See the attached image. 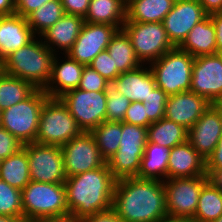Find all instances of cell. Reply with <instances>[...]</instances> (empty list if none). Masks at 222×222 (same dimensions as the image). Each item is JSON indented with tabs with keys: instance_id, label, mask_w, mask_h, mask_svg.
I'll return each mask as SVG.
<instances>
[{
	"instance_id": "cell-1",
	"label": "cell",
	"mask_w": 222,
	"mask_h": 222,
	"mask_svg": "<svg viewBox=\"0 0 222 222\" xmlns=\"http://www.w3.org/2000/svg\"><path fill=\"white\" fill-rule=\"evenodd\" d=\"M112 208L124 222H157L167 216L163 181L125 177L115 183Z\"/></svg>"
},
{
	"instance_id": "cell-2",
	"label": "cell",
	"mask_w": 222,
	"mask_h": 222,
	"mask_svg": "<svg viewBox=\"0 0 222 222\" xmlns=\"http://www.w3.org/2000/svg\"><path fill=\"white\" fill-rule=\"evenodd\" d=\"M116 181L107 163L100 168L67 177L64 185L69 220L80 222L87 216L112 208Z\"/></svg>"
},
{
	"instance_id": "cell-3",
	"label": "cell",
	"mask_w": 222,
	"mask_h": 222,
	"mask_svg": "<svg viewBox=\"0 0 222 222\" xmlns=\"http://www.w3.org/2000/svg\"><path fill=\"white\" fill-rule=\"evenodd\" d=\"M55 54L36 36L27 45L11 53L0 63L5 74L26 80L36 89H44L50 79Z\"/></svg>"
},
{
	"instance_id": "cell-4",
	"label": "cell",
	"mask_w": 222,
	"mask_h": 222,
	"mask_svg": "<svg viewBox=\"0 0 222 222\" xmlns=\"http://www.w3.org/2000/svg\"><path fill=\"white\" fill-rule=\"evenodd\" d=\"M24 217H55L70 219L64 183L30 181L21 190Z\"/></svg>"
},
{
	"instance_id": "cell-5",
	"label": "cell",
	"mask_w": 222,
	"mask_h": 222,
	"mask_svg": "<svg viewBox=\"0 0 222 222\" xmlns=\"http://www.w3.org/2000/svg\"><path fill=\"white\" fill-rule=\"evenodd\" d=\"M48 98L43 89H36L28 98L2 111L1 127L22 145L35 142L42 107Z\"/></svg>"
},
{
	"instance_id": "cell-6",
	"label": "cell",
	"mask_w": 222,
	"mask_h": 222,
	"mask_svg": "<svg viewBox=\"0 0 222 222\" xmlns=\"http://www.w3.org/2000/svg\"><path fill=\"white\" fill-rule=\"evenodd\" d=\"M195 57L174 47L149 64L156 86L168 96L190 91Z\"/></svg>"
},
{
	"instance_id": "cell-7",
	"label": "cell",
	"mask_w": 222,
	"mask_h": 222,
	"mask_svg": "<svg viewBox=\"0 0 222 222\" xmlns=\"http://www.w3.org/2000/svg\"><path fill=\"white\" fill-rule=\"evenodd\" d=\"M82 133L76 120L59 98H48L43 104L36 143L62 146Z\"/></svg>"
},
{
	"instance_id": "cell-8",
	"label": "cell",
	"mask_w": 222,
	"mask_h": 222,
	"mask_svg": "<svg viewBox=\"0 0 222 222\" xmlns=\"http://www.w3.org/2000/svg\"><path fill=\"white\" fill-rule=\"evenodd\" d=\"M147 137V128L122 122L119 149L106 161L111 174L117 180L138 175Z\"/></svg>"
},
{
	"instance_id": "cell-9",
	"label": "cell",
	"mask_w": 222,
	"mask_h": 222,
	"mask_svg": "<svg viewBox=\"0 0 222 222\" xmlns=\"http://www.w3.org/2000/svg\"><path fill=\"white\" fill-rule=\"evenodd\" d=\"M122 29L142 64L148 65L174 48L161 22H125Z\"/></svg>"
},
{
	"instance_id": "cell-10",
	"label": "cell",
	"mask_w": 222,
	"mask_h": 222,
	"mask_svg": "<svg viewBox=\"0 0 222 222\" xmlns=\"http://www.w3.org/2000/svg\"><path fill=\"white\" fill-rule=\"evenodd\" d=\"M59 99L70 111L82 132H91L106 121L105 91H85L77 88L66 92Z\"/></svg>"
},
{
	"instance_id": "cell-11",
	"label": "cell",
	"mask_w": 222,
	"mask_h": 222,
	"mask_svg": "<svg viewBox=\"0 0 222 222\" xmlns=\"http://www.w3.org/2000/svg\"><path fill=\"white\" fill-rule=\"evenodd\" d=\"M209 180L207 175L165 180L167 215L193 218L202 187Z\"/></svg>"
},
{
	"instance_id": "cell-12",
	"label": "cell",
	"mask_w": 222,
	"mask_h": 222,
	"mask_svg": "<svg viewBox=\"0 0 222 222\" xmlns=\"http://www.w3.org/2000/svg\"><path fill=\"white\" fill-rule=\"evenodd\" d=\"M22 147L27 153L31 181L65 183L67 176L60 146L33 142Z\"/></svg>"
},
{
	"instance_id": "cell-13",
	"label": "cell",
	"mask_w": 222,
	"mask_h": 222,
	"mask_svg": "<svg viewBox=\"0 0 222 222\" xmlns=\"http://www.w3.org/2000/svg\"><path fill=\"white\" fill-rule=\"evenodd\" d=\"M61 150L67 177L94 170L106 164L90 132H82L63 144Z\"/></svg>"
},
{
	"instance_id": "cell-14",
	"label": "cell",
	"mask_w": 222,
	"mask_h": 222,
	"mask_svg": "<svg viewBox=\"0 0 222 222\" xmlns=\"http://www.w3.org/2000/svg\"><path fill=\"white\" fill-rule=\"evenodd\" d=\"M190 91L211 104L222 102V62L217 54L195 57Z\"/></svg>"
},
{
	"instance_id": "cell-15",
	"label": "cell",
	"mask_w": 222,
	"mask_h": 222,
	"mask_svg": "<svg viewBox=\"0 0 222 222\" xmlns=\"http://www.w3.org/2000/svg\"><path fill=\"white\" fill-rule=\"evenodd\" d=\"M117 30L109 24L84 22L80 34L66 54L78 63L89 65L100 52L106 50Z\"/></svg>"
},
{
	"instance_id": "cell-16",
	"label": "cell",
	"mask_w": 222,
	"mask_h": 222,
	"mask_svg": "<svg viewBox=\"0 0 222 222\" xmlns=\"http://www.w3.org/2000/svg\"><path fill=\"white\" fill-rule=\"evenodd\" d=\"M206 16L198 0H175L172 10L162 22L172 45L178 47L192 28Z\"/></svg>"
},
{
	"instance_id": "cell-17",
	"label": "cell",
	"mask_w": 222,
	"mask_h": 222,
	"mask_svg": "<svg viewBox=\"0 0 222 222\" xmlns=\"http://www.w3.org/2000/svg\"><path fill=\"white\" fill-rule=\"evenodd\" d=\"M221 137L222 123L220 111L211 104L188 130L187 141L207 161L213 154Z\"/></svg>"
},
{
	"instance_id": "cell-18",
	"label": "cell",
	"mask_w": 222,
	"mask_h": 222,
	"mask_svg": "<svg viewBox=\"0 0 222 222\" xmlns=\"http://www.w3.org/2000/svg\"><path fill=\"white\" fill-rule=\"evenodd\" d=\"M210 105L204 97L192 91L170 95L166 101L164 118L189 130Z\"/></svg>"
},
{
	"instance_id": "cell-19",
	"label": "cell",
	"mask_w": 222,
	"mask_h": 222,
	"mask_svg": "<svg viewBox=\"0 0 222 222\" xmlns=\"http://www.w3.org/2000/svg\"><path fill=\"white\" fill-rule=\"evenodd\" d=\"M59 56V54L54 56L51 76L43 89L49 98H59L66 92L77 89L85 66L71 59L67 54H64L63 58Z\"/></svg>"
},
{
	"instance_id": "cell-20",
	"label": "cell",
	"mask_w": 222,
	"mask_h": 222,
	"mask_svg": "<svg viewBox=\"0 0 222 222\" xmlns=\"http://www.w3.org/2000/svg\"><path fill=\"white\" fill-rule=\"evenodd\" d=\"M114 87L131 102L147 100L157 87L154 74L148 64L121 73L113 82Z\"/></svg>"
},
{
	"instance_id": "cell-21",
	"label": "cell",
	"mask_w": 222,
	"mask_h": 222,
	"mask_svg": "<svg viewBox=\"0 0 222 222\" xmlns=\"http://www.w3.org/2000/svg\"><path fill=\"white\" fill-rule=\"evenodd\" d=\"M35 37L27 18L18 14L4 15L0 23V63Z\"/></svg>"
},
{
	"instance_id": "cell-22",
	"label": "cell",
	"mask_w": 222,
	"mask_h": 222,
	"mask_svg": "<svg viewBox=\"0 0 222 222\" xmlns=\"http://www.w3.org/2000/svg\"><path fill=\"white\" fill-rule=\"evenodd\" d=\"M83 24V17L64 14L53 26L44 31L40 38L54 54L60 52L64 55L76 41Z\"/></svg>"
},
{
	"instance_id": "cell-23",
	"label": "cell",
	"mask_w": 222,
	"mask_h": 222,
	"mask_svg": "<svg viewBox=\"0 0 222 222\" xmlns=\"http://www.w3.org/2000/svg\"><path fill=\"white\" fill-rule=\"evenodd\" d=\"M206 160L186 141L170 149L168 179L205 176Z\"/></svg>"
},
{
	"instance_id": "cell-24",
	"label": "cell",
	"mask_w": 222,
	"mask_h": 222,
	"mask_svg": "<svg viewBox=\"0 0 222 222\" xmlns=\"http://www.w3.org/2000/svg\"><path fill=\"white\" fill-rule=\"evenodd\" d=\"M178 48L188 52L193 57L216 54L215 27L210 15H207L192 28Z\"/></svg>"
},
{
	"instance_id": "cell-25",
	"label": "cell",
	"mask_w": 222,
	"mask_h": 222,
	"mask_svg": "<svg viewBox=\"0 0 222 222\" xmlns=\"http://www.w3.org/2000/svg\"><path fill=\"white\" fill-rule=\"evenodd\" d=\"M126 21V4L122 0H90L84 22L101 23L122 29Z\"/></svg>"
},
{
	"instance_id": "cell-26",
	"label": "cell",
	"mask_w": 222,
	"mask_h": 222,
	"mask_svg": "<svg viewBox=\"0 0 222 222\" xmlns=\"http://www.w3.org/2000/svg\"><path fill=\"white\" fill-rule=\"evenodd\" d=\"M170 148L147 143L141 166L136 177L141 179H154L165 181L168 179V159Z\"/></svg>"
},
{
	"instance_id": "cell-27",
	"label": "cell",
	"mask_w": 222,
	"mask_h": 222,
	"mask_svg": "<svg viewBox=\"0 0 222 222\" xmlns=\"http://www.w3.org/2000/svg\"><path fill=\"white\" fill-rule=\"evenodd\" d=\"M175 0H132L126 4L125 22H163Z\"/></svg>"
},
{
	"instance_id": "cell-28",
	"label": "cell",
	"mask_w": 222,
	"mask_h": 222,
	"mask_svg": "<svg viewBox=\"0 0 222 222\" xmlns=\"http://www.w3.org/2000/svg\"><path fill=\"white\" fill-rule=\"evenodd\" d=\"M0 179L20 191L29 184V162L23 147L8 158L0 160Z\"/></svg>"
},
{
	"instance_id": "cell-29",
	"label": "cell",
	"mask_w": 222,
	"mask_h": 222,
	"mask_svg": "<svg viewBox=\"0 0 222 222\" xmlns=\"http://www.w3.org/2000/svg\"><path fill=\"white\" fill-rule=\"evenodd\" d=\"M106 50L120 73L134 70L142 65L135 54L129 36L123 29L116 31Z\"/></svg>"
},
{
	"instance_id": "cell-30",
	"label": "cell",
	"mask_w": 222,
	"mask_h": 222,
	"mask_svg": "<svg viewBox=\"0 0 222 222\" xmlns=\"http://www.w3.org/2000/svg\"><path fill=\"white\" fill-rule=\"evenodd\" d=\"M147 143L173 148L187 141L188 130L166 118L152 122L147 127Z\"/></svg>"
},
{
	"instance_id": "cell-31",
	"label": "cell",
	"mask_w": 222,
	"mask_h": 222,
	"mask_svg": "<svg viewBox=\"0 0 222 222\" xmlns=\"http://www.w3.org/2000/svg\"><path fill=\"white\" fill-rule=\"evenodd\" d=\"M36 88L26 80L0 70V110L3 111L28 98Z\"/></svg>"
},
{
	"instance_id": "cell-32",
	"label": "cell",
	"mask_w": 222,
	"mask_h": 222,
	"mask_svg": "<svg viewBox=\"0 0 222 222\" xmlns=\"http://www.w3.org/2000/svg\"><path fill=\"white\" fill-rule=\"evenodd\" d=\"M222 215V193L210 179L199 195L198 206L193 218L197 222H212Z\"/></svg>"
},
{
	"instance_id": "cell-33",
	"label": "cell",
	"mask_w": 222,
	"mask_h": 222,
	"mask_svg": "<svg viewBox=\"0 0 222 222\" xmlns=\"http://www.w3.org/2000/svg\"><path fill=\"white\" fill-rule=\"evenodd\" d=\"M101 156L107 161L119 149L122 136V122L104 121L90 132Z\"/></svg>"
},
{
	"instance_id": "cell-34",
	"label": "cell",
	"mask_w": 222,
	"mask_h": 222,
	"mask_svg": "<svg viewBox=\"0 0 222 222\" xmlns=\"http://www.w3.org/2000/svg\"><path fill=\"white\" fill-rule=\"evenodd\" d=\"M65 14L60 0H50L32 12L27 21L36 36H40Z\"/></svg>"
},
{
	"instance_id": "cell-35",
	"label": "cell",
	"mask_w": 222,
	"mask_h": 222,
	"mask_svg": "<svg viewBox=\"0 0 222 222\" xmlns=\"http://www.w3.org/2000/svg\"><path fill=\"white\" fill-rule=\"evenodd\" d=\"M0 215L23 218L21 191L0 179Z\"/></svg>"
},
{
	"instance_id": "cell-36",
	"label": "cell",
	"mask_w": 222,
	"mask_h": 222,
	"mask_svg": "<svg viewBox=\"0 0 222 222\" xmlns=\"http://www.w3.org/2000/svg\"><path fill=\"white\" fill-rule=\"evenodd\" d=\"M105 92L107 95L106 121L123 122L131 101L117 91L112 83L107 86Z\"/></svg>"
},
{
	"instance_id": "cell-37",
	"label": "cell",
	"mask_w": 222,
	"mask_h": 222,
	"mask_svg": "<svg viewBox=\"0 0 222 222\" xmlns=\"http://www.w3.org/2000/svg\"><path fill=\"white\" fill-rule=\"evenodd\" d=\"M168 95L161 89L156 87L147 100L143 101L148 115V126L152 122H157L164 118L165 106Z\"/></svg>"
},
{
	"instance_id": "cell-38",
	"label": "cell",
	"mask_w": 222,
	"mask_h": 222,
	"mask_svg": "<svg viewBox=\"0 0 222 222\" xmlns=\"http://www.w3.org/2000/svg\"><path fill=\"white\" fill-rule=\"evenodd\" d=\"M110 82L102 77L91 66L85 65L82 71L78 89L85 91H105Z\"/></svg>"
},
{
	"instance_id": "cell-39",
	"label": "cell",
	"mask_w": 222,
	"mask_h": 222,
	"mask_svg": "<svg viewBox=\"0 0 222 222\" xmlns=\"http://www.w3.org/2000/svg\"><path fill=\"white\" fill-rule=\"evenodd\" d=\"M102 77L112 83L121 73L114 66L112 57L107 50L100 52L89 64Z\"/></svg>"
},
{
	"instance_id": "cell-40",
	"label": "cell",
	"mask_w": 222,
	"mask_h": 222,
	"mask_svg": "<svg viewBox=\"0 0 222 222\" xmlns=\"http://www.w3.org/2000/svg\"><path fill=\"white\" fill-rule=\"evenodd\" d=\"M123 122L147 128L148 115L143 102H131L128 109L126 110Z\"/></svg>"
},
{
	"instance_id": "cell-41",
	"label": "cell",
	"mask_w": 222,
	"mask_h": 222,
	"mask_svg": "<svg viewBox=\"0 0 222 222\" xmlns=\"http://www.w3.org/2000/svg\"><path fill=\"white\" fill-rule=\"evenodd\" d=\"M22 146L11 133L0 127V160H4L16 153Z\"/></svg>"
},
{
	"instance_id": "cell-42",
	"label": "cell",
	"mask_w": 222,
	"mask_h": 222,
	"mask_svg": "<svg viewBox=\"0 0 222 222\" xmlns=\"http://www.w3.org/2000/svg\"><path fill=\"white\" fill-rule=\"evenodd\" d=\"M206 172L209 178L216 173L222 172V137L214 149L213 154L206 161Z\"/></svg>"
},
{
	"instance_id": "cell-43",
	"label": "cell",
	"mask_w": 222,
	"mask_h": 222,
	"mask_svg": "<svg viewBox=\"0 0 222 222\" xmlns=\"http://www.w3.org/2000/svg\"><path fill=\"white\" fill-rule=\"evenodd\" d=\"M65 14L85 17L90 0H60Z\"/></svg>"
},
{
	"instance_id": "cell-44",
	"label": "cell",
	"mask_w": 222,
	"mask_h": 222,
	"mask_svg": "<svg viewBox=\"0 0 222 222\" xmlns=\"http://www.w3.org/2000/svg\"><path fill=\"white\" fill-rule=\"evenodd\" d=\"M50 0H15V14L27 18L32 12Z\"/></svg>"
},
{
	"instance_id": "cell-45",
	"label": "cell",
	"mask_w": 222,
	"mask_h": 222,
	"mask_svg": "<svg viewBox=\"0 0 222 222\" xmlns=\"http://www.w3.org/2000/svg\"><path fill=\"white\" fill-rule=\"evenodd\" d=\"M80 222H124L113 208L94 213L85 217Z\"/></svg>"
},
{
	"instance_id": "cell-46",
	"label": "cell",
	"mask_w": 222,
	"mask_h": 222,
	"mask_svg": "<svg viewBox=\"0 0 222 222\" xmlns=\"http://www.w3.org/2000/svg\"><path fill=\"white\" fill-rule=\"evenodd\" d=\"M211 21L215 27L217 51L222 50V12L210 15Z\"/></svg>"
},
{
	"instance_id": "cell-47",
	"label": "cell",
	"mask_w": 222,
	"mask_h": 222,
	"mask_svg": "<svg viewBox=\"0 0 222 222\" xmlns=\"http://www.w3.org/2000/svg\"><path fill=\"white\" fill-rule=\"evenodd\" d=\"M198 2L207 15L222 12V0H198Z\"/></svg>"
},
{
	"instance_id": "cell-48",
	"label": "cell",
	"mask_w": 222,
	"mask_h": 222,
	"mask_svg": "<svg viewBox=\"0 0 222 222\" xmlns=\"http://www.w3.org/2000/svg\"><path fill=\"white\" fill-rule=\"evenodd\" d=\"M0 14H15V0H0Z\"/></svg>"
},
{
	"instance_id": "cell-49",
	"label": "cell",
	"mask_w": 222,
	"mask_h": 222,
	"mask_svg": "<svg viewBox=\"0 0 222 222\" xmlns=\"http://www.w3.org/2000/svg\"><path fill=\"white\" fill-rule=\"evenodd\" d=\"M65 220L55 217H24L22 222H64Z\"/></svg>"
},
{
	"instance_id": "cell-50",
	"label": "cell",
	"mask_w": 222,
	"mask_h": 222,
	"mask_svg": "<svg viewBox=\"0 0 222 222\" xmlns=\"http://www.w3.org/2000/svg\"><path fill=\"white\" fill-rule=\"evenodd\" d=\"M157 222H197L194 218L165 216Z\"/></svg>"
},
{
	"instance_id": "cell-51",
	"label": "cell",
	"mask_w": 222,
	"mask_h": 222,
	"mask_svg": "<svg viewBox=\"0 0 222 222\" xmlns=\"http://www.w3.org/2000/svg\"><path fill=\"white\" fill-rule=\"evenodd\" d=\"M210 179L220 189L222 193V172L214 174Z\"/></svg>"
},
{
	"instance_id": "cell-52",
	"label": "cell",
	"mask_w": 222,
	"mask_h": 222,
	"mask_svg": "<svg viewBox=\"0 0 222 222\" xmlns=\"http://www.w3.org/2000/svg\"><path fill=\"white\" fill-rule=\"evenodd\" d=\"M0 222H22V219L6 215H0Z\"/></svg>"
},
{
	"instance_id": "cell-53",
	"label": "cell",
	"mask_w": 222,
	"mask_h": 222,
	"mask_svg": "<svg viewBox=\"0 0 222 222\" xmlns=\"http://www.w3.org/2000/svg\"><path fill=\"white\" fill-rule=\"evenodd\" d=\"M213 105L220 111L221 123H222V102H219Z\"/></svg>"
},
{
	"instance_id": "cell-54",
	"label": "cell",
	"mask_w": 222,
	"mask_h": 222,
	"mask_svg": "<svg viewBox=\"0 0 222 222\" xmlns=\"http://www.w3.org/2000/svg\"><path fill=\"white\" fill-rule=\"evenodd\" d=\"M216 54L219 56V58L221 59V62H222V50L217 51Z\"/></svg>"
},
{
	"instance_id": "cell-55",
	"label": "cell",
	"mask_w": 222,
	"mask_h": 222,
	"mask_svg": "<svg viewBox=\"0 0 222 222\" xmlns=\"http://www.w3.org/2000/svg\"><path fill=\"white\" fill-rule=\"evenodd\" d=\"M212 222H222V215L218 219L213 220Z\"/></svg>"
},
{
	"instance_id": "cell-56",
	"label": "cell",
	"mask_w": 222,
	"mask_h": 222,
	"mask_svg": "<svg viewBox=\"0 0 222 222\" xmlns=\"http://www.w3.org/2000/svg\"><path fill=\"white\" fill-rule=\"evenodd\" d=\"M125 4H128L132 0H122Z\"/></svg>"
},
{
	"instance_id": "cell-57",
	"label": "cell",
	"mask_w": 222,
	"mask_h": 222,
	"mask_svg": "<svg viewBox=\"0 0 222 222\" xmlns=\"http://www.w3.org/2000/svg\"><path fill=\"white\" fill-rule=\"evenodd\" d=\"M1 113H2V111L0 110V127H1V120H2Z\"/></svg>"
},
{
	"instance_id": "cell-58",
	"label": "cell",
	"mask_w": 222,
	"mask_h": 222,
	"mask_svg": "<svg viewBox=\"0 0 222 222\" xmlns=\"http://www.w3.org/2000/svg\"><path fill=\"white\" fill-rule=\"evenodd\" d=\"M4 15H2V14H0V23H1V20H2V17H3Z\"/></svg>"
}]
</instances>
